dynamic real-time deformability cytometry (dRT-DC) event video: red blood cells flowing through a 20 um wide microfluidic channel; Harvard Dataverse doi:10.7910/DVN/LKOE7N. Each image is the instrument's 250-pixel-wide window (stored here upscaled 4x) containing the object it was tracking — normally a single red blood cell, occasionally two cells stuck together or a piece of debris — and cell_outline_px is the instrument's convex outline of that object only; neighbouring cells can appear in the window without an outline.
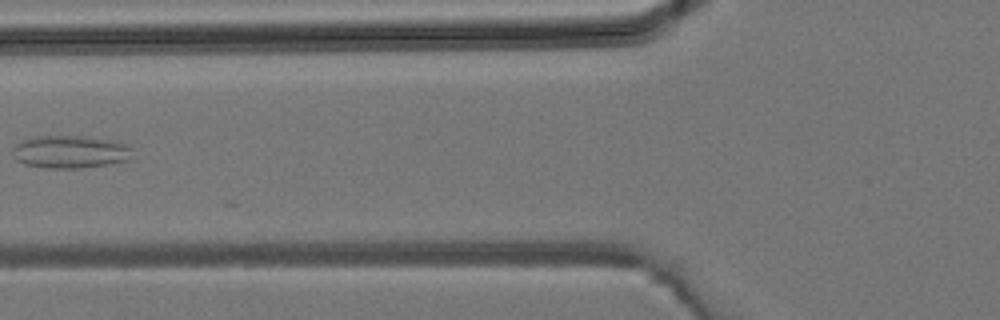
{"species": "common noctule bat (a hibernating species)", "species_latin": "Nyctalus noctula", "temperature_condition": "room temperature", "stored_images_in_passage": 4, "camera_frame_rate_fps": 3000, "um_per_image_px": 0.085, "animal": {"sex": "male", "body_mass_g": 19.2, "forearm_length_mm": 51.8}, "frame": {"image": 1, "passage_image": 4, "time_ms": 1.0, "image_size_px": [1000, 320], "cell_outline_px": [[132, 148], [128, 160], [108, 164], [76, 168], [48, 168], [24, 164], [16, 160], [12, 156], [12, 148], [16, 144], [24, 140], [36, 136], [80, 136], [108, 140], [128, 144]], "centroid_in_image_um": [5.92, 12.91], "position_along_channel_um": 119.9, "area_um2": 22.66}}